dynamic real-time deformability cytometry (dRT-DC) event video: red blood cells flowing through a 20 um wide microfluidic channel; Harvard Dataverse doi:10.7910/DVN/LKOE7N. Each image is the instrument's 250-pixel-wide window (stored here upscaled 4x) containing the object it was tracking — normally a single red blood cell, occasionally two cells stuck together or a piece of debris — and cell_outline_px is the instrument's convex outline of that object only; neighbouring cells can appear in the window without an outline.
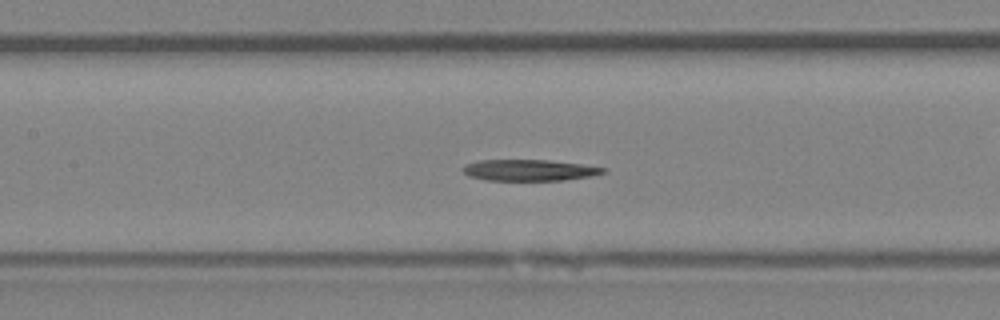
{"species": "Egyptian fruit bat (a non-hibernating species)", "species_latin": "Rousettus aegyptiacus", "temperature_condition": "room temperature", "stored_images_in_passage": 49, "camera_frame_rate_fps": 3000, "um_per_image_px": 0.085, "animal": {"sex": "female"}, "frame": {"image": 1, "passage_image": 22, "time_ms": 7.0, "image_size_px": [1000, 320], "cell_outline_px": [[608, 172], [592, 176], [564, 180], [484, 180], [468, 176], [460, 168], [464, 164], [480, 160], [548, 160], [580, 164], [608, 168]], "centroid_in_image_um": [44.99, 14.46], "position_along_channel_um": 162.4, "area_um2": 17.51}}